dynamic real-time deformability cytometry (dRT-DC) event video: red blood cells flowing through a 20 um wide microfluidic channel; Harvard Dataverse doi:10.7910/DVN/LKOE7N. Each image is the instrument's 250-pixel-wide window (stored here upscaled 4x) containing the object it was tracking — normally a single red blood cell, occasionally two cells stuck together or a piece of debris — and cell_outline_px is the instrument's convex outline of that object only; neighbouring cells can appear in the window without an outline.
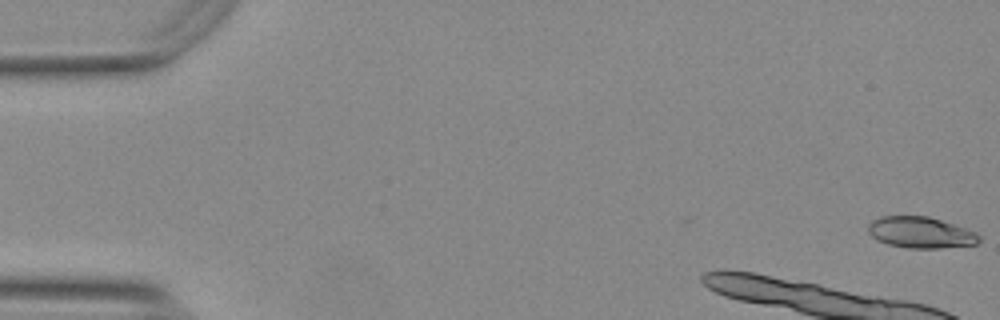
{"species": "Egyptian fruit bat (a non-hibernating species)", "species_latin": "Rousettus aegyptiacus", "temperature_condition": "warm", "stored_images_in_passage": 12, "camera_frame_rate_fps": 3000, "um_per_image_px": 0.085, "animal": {"sex": "female"}, "frame": {"image": 1, "passage_image": 1, "time_ms": 0.0, "image_size_px": [1000, 320], "cell_outline_px": [[980, 240], [976, 244], [940, 248], [908, 248], [888, 244], [872, 236], [868, 232], [868, 224], [872, 220], [880, 216], [928, 216], [976, 232], [980, 236]], "centroid_in_image_um": [78.24, 19.76], "position_along_channel_um": 6.8, "area_um2": 20.0}}